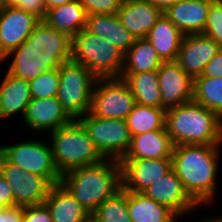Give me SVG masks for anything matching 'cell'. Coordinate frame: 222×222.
I'll return each instance as SVG.
<instances>
[{
	"label": "cell",
	"mask_w": 222,
	"mask_h": 222,
	"mask_svg": "<svg viewBox=\"0 0 222 222\" xmlns=\"http://www.w3.org/2000/svg\"><path fill=\"white\" fill-rule=\"evenodd\" d=\"M12 54L15 55L8 72L31 81L72 59V38L41 20L29 37L4 59Z\"/></svg>",
	"instance_id": "cell-1"
},
{
	"label": "cell",
	"mask_w": 222,
	"mask_h": 222,
	"mask_svg": "<svg viewBox=\"0 0 222 222\" xmlns=\"http://www.w3.org/2000/svg\"><path fill=\"white\" fill-rule=\"evenodd\" d=\"M220 144L173 147L172 168L185 191L200 206L215 196Z\"/></svg>",
	"instance_id": "cell-2"
},
{
	"label": "cell",
	"mask_w": 222,
	"mask_h": 222,
	"mask_svg": "<svg viewBox=\"0 0 222 222\" xmlns=\"http://www.w3.org/2000/svg\"><path fill=\"white\" fill-rule=\"evenodd\" d=\"M61 183L72 193L89 215L122 188L120 161H103L70 169L62 174Z\"/></svg>",
	"instance_id": "cell-3"
},
{
	"label": "cell",
	"mask_w": 222,
	"mask_h": 222,
	"mask_svg": "<svg viewBox=\"0 0 222 222\" xmlns=\"http://www.w3.org/2000/svg\"><path fill=\"white\" fill-rule=\"evenodd\" d=\"M165 128L174 146L222 142V118L193 100L167 109Z\"/></svg>",
	"instance_id": "cell-4"
},
{
	"label": "cell",
	"mask_w": 222,
	"mask_h": 222,
	"mask_svg": "<svg viewBox=\"0 0 222 222\" xmlns=\"http://www.w3.org/2000/svg\"><path fill=\"white\" fill-rule=\"evenodd\" d=\"M51 135L54 162L61 174L105 159L78 120H73L70 124L54 130Z\"/></svg>",
	"instance_id": "cell-5"
},
{
	"label": "cell",
	"mask_w": 222,
	"mask_h": 222,
	"mask_svg": "<svg viewBox=\"0 0 222 222\" xmlns=\"http://www.w3.org/2000/svg\"><path fill=\"white\" fill-rule=\"evenodd\" d=\"M72 60L84 65L97 78H119L124 53L108 40L82 29L72 38Z\"/></svg>",
	"instance_id": "cell-6"
},
{
	"label": "cell",
	"mask_w": 222,
	"mask_h": 222,
	"mask_svg": "<svg viewBox=\"0 0 222 222\" xmlns=\"http://www.w3.org/2000/svg\"><path fill=\"white\" fill-rule=\"evenodd\" d=\"M96 79L89 69L72 59L59 66L56 97L73 120H78L89 112Z\"/></svg>",
	"instance_id": "cell-7"
},
{
	"label": "cell",
	"mask_w": 222,
	"mask_h": 222,
	"mask_svg": "<svg viewBox=\"0 0 222 222\" xmlns=\"http://www.w3.org/2000/svg\"><path fill=\"white\" fill-rule=\"evenodd\" d=\"M88 114V115H87ZM78 121L105 159L121 161L131 144V134L126 120L100 118L89 112Z\"/></svg>",
	"instance_id": "cell-8"
},
{
	"label": "cell",
	"mask_w": 222,
	"mask_h": 222,
	"mask_svg": "<svg viewBox=\"0 0 222 222\" xmlns=\"http://www.w3.org/2000/svg\"><path fill=\"white\" fill-rule=\"evenodd\" d=\"M135 104V97L124 79L100 78L93 86L89 113L100 118L126 120Z\"/></svg>",
	"instance_id": "cell-9"
},
{
	"label": "cell",
	"mask_w": 222,
	"mask_h": 222,
	"mask_svg": "<svg viewBox=\"0 0 222 222\" xmlns=\"http://www.w3.org/2000/svg\"><path fill=\"white\" fill-rule=\"evenodd\" d=\"M0 153L13 165L47 178L53 185L61 183L62 174L56 168L51 146L39 141H25L1 146Z\"/></svg>",
	"instance_id": "cell-10"
},
{
	"label": "cell",
	"mask_w": 222,
	"mask_h": 222,
	"mask_svg": "<svg viewBox=\"0 0 222 222\" xmlns=\"http://www.w3.org/2000/svg\"><path fill=\"white\" fill-rule=\"evenodd\" d=\"M0 173L10 185L14 206H31L45 202L53 184L45 177L11 164L0 153Z\"/></svg>",
	"instance_id": "cell-11"
},
{
	"label": "cell",
	"mask_w": 222,
	"mask_h": 222,
	"mask_svg": "<svg viewBox=\"0 0 222 222\" xmlns=\"http://www.w3.org/2000/svg\"><path fill=\"white\" fill-rule=\"evenodd\" d=\"M40 21L24 9L11 6L0 9V62L29 37Z\"/></svg>",
	"instance_id": "cell-12"
},
{
	"label": "cell",
	"mask_w": 222,
	"mask_h": 222,
	"mask_svg": "<svg viewBox=\"0 0 222 222\" xmlns=\"http://www.w3.org/2000/svg\"><path fill=\"white\" fill-rule=\"evenodd\" d=\"M122 189L143 192L172 169V158L122 159Z\"/></svg>",
	"instance_id": "cell-13"
},
{
	"label": "cell",
	"mask_w": 222,
	"mask_h": 222,
	"mask_svg": "<svg viewBox=\"0 0 222 222\" xmlns=\"http://www.w3.org/2000/svg\"><path fill=\"white\" fill-rule=\"evenodd\" d=\"M158 72L161 108L167 110L193 100L194 79L174 62H163Z\"/></svg>",
	"instance_id": "cell-14"
},
{
	"label": "cell",
	"mask_w": 222,
	"mask_h": 222,
	"mask_svg": "<svg viewBox=\"0 0 222 222\" xmlns=\"http://www.w3.org/2000/svg\"><path fill=\"white\" fill-rule=\"evenodd\" d=\"M220 49L213 39L203 34L184 35L175 62L194 79L202 74L205 65Z\"/></svg>",
	"instance_id": "cell-15"
},
{
	"label": "cell",
	"mask_w": 222,
	"mask_h": 222,
	"mask_svg": "<svg viewBox=\"0 0 222 222\" xmlns=\"http://www.w3.org/2000/svg\"><path fill=\"white\" fill-rule=\"evenodd\" d=\"M142 193L168 207L178 217L198 207V204L185 191L182 181L173 168Z\"/></svg>",
	"instance_id": "cell-16"
},
{
	"label": "cell",
	"mask_w": 222,
	"mask_h": 222,
	"mask_svg": "<svg viewBox=\"0 0 222 222\" xmlns=\"http://www.w3.org/2000/svg\"><path fill=\"white\" fill-rule=\"evenodd\" d=\"M23 120L28 127L39 132L42 130L53 132L73 121L57 97L31 99Z\"/></svg>",
	"instance_id": "cell-17"
},
{
	"label": "cell",
	"mask_w": 222,
	"mask_h": 222,
	"mask_svg": "<svg viewBox=\"0 0 222 222\" xmlns=\"http://www.w3.org/2000/svg\"><path fill=\"white\" fill-rule=\"evenodd\" d=\"M213 0H180L164 15L184 34H202Z\"/></svg>",
	"instance_id": "cell-18"
},
{
	"label": "cell",
	"mask_w": 222,
	"mask_h": 222,
	"mask_svg": "<svg viewBox=\"0 0 222 222\" xmlns=\"http://www.w3.org/2000/svg\"><path fill=\"white\" fill-rule=\"evenodd\" d=\"M163 12L146 0H124L117 15L122 25L135 37L146 38Z\"/></svg>",
	"instance_id": "cell-19"
},
{
	"label": "cell",
	"mask_w": 222,
	"mask_h": 222,
	"mask_svg": "<svg viewBox=\"0 0 222 222\" xmlns=\"http://www.w3.org/2000/svg\"><path fill=\"white\" fill-rule=\"evenodd\" d=\"M173 143L166 128L132 136L129 150L123 159L172 158Z\"/></svg>",
	"instance_id": "cell-20"
},
{
	"label": "cell",
	"mask_w": 222,
	"mask_h": 222,
	"mask_svg": "<svg viewBox=\"0 0 222 222\" xmlns=\"http://www.w3.org/2000/svg\"><path fill=\"white\" fill-rule=\"evenodd\" d=\"M85 29L108 40L124 54L136 38L122 25L117 13L87 15Z\"/></svg>",
	"instance_id": "cell-21"
},
{
	"label": "cell",
	"mask_w": 222,
	"mask_h": 222,
	"mask_svg": "<svg viewBox=\"0 0 222 222\" xmlns=\"http://www.w3.org/2000/svg\"><path fill=\"white\" fill-rule=\"evenodd\" d=\"M29 81L13 76L7 72L0 85V118L26 113L31 101Z\"/></svg>",
	"instance_id": "cell-22"
},
{
	"label": "cell",
	"mask_w": 222,
	"mask_h": 222,
	"mask_svg": "<svg viewBox=\"0 0 222 222\" xmlns=\"http://www.w3.org/2000/svg\"><path fill=\"white\" fill-rule=\"evenodd\" d=\"M184 34L164 15L150 29L146 39L153 45L162 62H174Z\"/></svg>",
	"instance_id": "cell-23"
},
{
	"label": "cell",
	"mask_w": 222,
	"mask_h": 222,
	"mask_svg": "<svg viewBox=\"0 0 222 222\" xmlns=\"http://www.w3.org/2000/svg\"><path fill=\"white\" fill-rule=\"evenodd\" d=\"M44 203L49 208L53 222H80L89 216L62 183L52 186Z\"/></svg>",
	"instance_id": "cell-24"
},
{
	"label": "cell",
	"mask_w": 222,
	"mask_h": 222,
	"mask_svg": "<svg viewBox=\"0 0 222 222\" xmlns=\"http://www.w3.org/2000/svg\"><path fill=\"white\" fill-rule=\"evenodd\" d=\"M48 26L73 38L86 26L87 13L79 0H74L50 10L42 19Z\"/></svg>",
	"instance_id": "cell-25"
},
{
	"label": "cell",
	"mask_w": 222,
	"mask_h": 222,
	"mask_svg": "<svg viewBox=\"0 0 222 222\" xmlns=\"http://www.w3.org/2000/svg\"><path fill=\"white\" fill-rule=\"evenodd\" d=\"M127 210L131 222H177L178 216L142 192L127 191Z\"/></svg>",
	"instance_id": "cell-26"
},
{
	"label": "cell",
	"mask_w": 222,
	"mask_h": 222,
	"mask_svg": "<svg viewBox=\"0 0 222 222\" xmlns=\"http://www.w3.org/2000/svg\"><path fill=\"white\" fill-rule=\"evenodd\" d=\"M162 63L153 45L146 38H136L134 44L124 54L121 74L157 71Z\"/></svg>",
	"instance_id": "cell-27"
},
{
	"label": "cell",
	"mask_w": 222,
	"mask_h": 222,
	"mask_svg": "<svg viewBox=\"0 0 222 222\" xmlns=\"http://www.w3.org/2000/svg\"><path fill=\"white\" fill-rule=\"evenodd\" d=\"M120 78L128 83L137 104L161 108L157 71L121 74Z\"/></svg>",
	"instance_id": "cell-28"
},
{
	"label": "cell",
	"mask_w": 222,
	"mask_h": 222,
	"mask_svg": "<svg viewBox=\"0 0 222 222\" xmlns=\"http://www.w3.org/2000/svg\"><path fill=\"white\" fill-rule=\"evenodd\" d=\"M166 110L158 107L135 104L133 110L126 118L131 136L143 134L148 131L165 128Z\"/></svg>",
	"instance_id": "cell-29"
},
{
	"label": "cell",
	"mask_w": 222,
	"mask_h": 222,
	"mask_svg": "<svg viewBox=\"0 0 222 222\" xmlns=\"http://www.w3.org/2000/svg\"><path fill=\"white\" fill-rule=\"evenodd\" d=\"M193 101L214 111L222 118V77L194 78Z\"/></svg>",
	"instance_id": "cell-30"
},
{
	"label": "cell",
	"mask_w": 222,
	"mask_h": 222,
	"mask_svg": "<svg viewBox=\"0 0 222 222\" xmlns=\"http://www.w3.org/2000/svg\"><path fill=\"white\" fill-rule=\"evenodd\" d=\"M93 215L97 222H131L127 210V191L121 188L99 205Z\"/></svg>",
	"instance_id": "cell-31"
},
{
	"label": "cell",
	"mask_w": 222,
	"mask_h": 222,
	"mask_svg": "<svg viewBox=\"0 0 222 222\" xmlns=\"http://www.w3.org/2000/svg\"><path fill=\"white\" fill-rule=\"evenodd\" d=\"M29 86L32 99L56 97L59 88V68L44 72L36 79L29 81Z\"/></svg>",
	"instance_id": "cell-32"
},
{
	"label": "cell",
	"mask_w": 222,
	"mask_h": 222,
	"mask_svg": "<svg viewBox=\"0 0 222 222\" xmlns=\"http://www.w3.org/2000/svg\"><path fill=\"white\" fill-rule=\"evenodd\" d=\"M202 34L213 39L222 48V0L211 2Z\"/></svg>",
	"instance_id": "cell-33"
},
{
	"label": "cell",
	"mask_w": 222,
	"mask_h": 222,
	"mask_svg": "<svg viewBox=\"0 0 222 222\" xmlns=\"http://www.w3.org/2000/svg\"><path fill=\"white\" fill-rule=\"evenodd\" d=\"M84 6L87 15L115 14L124 0H79Z\"/></svg>",
	"instance_id": "cell-34"
},
{
	"label": "cell",
	"mask_w": 222,
	"mask_h": 222,
	"mask_svg": "<svg viewBox=\"0 0 222 222\" xmlns=\"http://www.w3.org/2000/svg\"><path fill=\"white\" fill-rule=\"evenodd\" d=\"M23 222H53L45 203L23 207Z\"/></svg>",
	"instance_id": "cell-35"
},
{
	"label": "cell",
	"mask_w": 222,
	"mask_h": 222,
	"mask_svg": "<svg viewBox=\"0 0 222 222\" xmlns=\"http://www.w3.org/2000/svg\"><path fill=\"white\" fill-rule=\"evenodd\" d=\"M200 76L204 77H222V48L204 67Z\"/></svg>",
	"instance_id": "cell-36"
},
{
	"label": "cell",
	"mask_w": 222,
	"mask_h": 222,
	"mask_svg": "<svg viewBox=\"0 0 222 222\" xmlns=\"http://www.w3.org/2000/svg\"><path fill=\"white\" fill-rule=\"evenodd\" d=\"M0 222H23V207H4L0 211Z\"/></svg>",
	"instance_id": "cell-37"
},
{
	"label": "cell",
	"mask_w": 222,
	"mask_h": 222,
	"mask_svg": "<svg viewBox=\"0 0 222 222\" xmlns=\"http://www.w3.org/2000/svg\"><path fill=\"white\" fill-rule=\"evenodd\" d=\"M0 205L3 207L14 206V195L8 182L0 173Z\"/></svg>",
	"instance_id": "cell-38"
},
{
	"label": "cell",
	"mask_w": 222,
	"mask_h": 222,
	"mask_svg": "<svg viewBox=\"0 0 222 222\" xmlns=\"http://www.w3.org/2000/svg\"><path fill=\"white\" fill-rule=\"evenodd\" d=\"M25 11L34 13L42 20L47 12L45 0H25Z\"/></svg>",
	"instance_id": "cell-39"
},
{
	"label": "cell",
	"mask_w": 222,
	"mask_h": 222,
	"mask_svg": "<svg viewBox=\"0 0 222 222\" xmlns=\"http://www.w3.org/2000/svg\"><path fill=\"white\" fill-rule=\"evenodd\" d=\"M153 6L160 9L163 13L170 8L172 5L176 4L180 0H146Z\"/></svg>",
	"instance_id": "cell-40"
},
{
	"label": "cell",
	"mask_w": 222,
	"mask_h": 222,
	"mask_svg": "<svg viewBox=\"0 0 222 222\" xmlns=\"http://www.w3.org/2000/svg\"><path fill=\"white\" fill-rule=\"evenodd\" d=\"M74 0H45V4H46V9L50 10L54 7L66 4V3H70Z\"/></svg>",
	"instance_id": "cell-41"
},
{
	"label": "cell",
	"mask_w": 222,
	"mask_h": 222,
	"mask_svg": "<svg viewBox=\"0 0 222 222\" xmlns=\"http://www.w3.org/2000/svg\"><path fill=\"white\" fill-rule=\"evenodd\" d=\"M8 6L25 10V0H8Z\"/></svg>",
	"instance_id": "cell-42"
},
{
	"label": "cell",
	"mask_w": 222,
	"mask_h": 222,
	"mask_svg": "<svg viewBox=\"0 0 222 222\" xmlns=\"http://www.w3.org/2000/svg\"><path fill=\"white\" fill-rule=\"evenodd\" d=\"M80 222H97L96 218L94 217V215H89L87 216L85 219H83Z\"/></svg>",
	"instance_id": "cell-43"
},
{
	"label": "cell",
	"mask_w": 222,
	"mask_h": 222,
	"mask_svg": "<svg viewBox=\"0 0 222 222\" xmlns=\"http://www.w3.org/2000/svg\"><path fill=\"white\" fill-rule=\"evenodd\" d=\"M204 222H222V217L219 218H209V220H205Z\"/></svg>",
	"instance_id": "cell-44"
},
{
	"label": "cell",
	"mask_w": 222,
	"mask_h": 222,
	"mask_svg": "<svg viewBox=\"0 0 222 222\" xmlns=\"http://www.w3.org/2000/svg\"><path fill=\"white\" fill-rule=\"evenodd\" d=\"M8 6V0H0V9Z\"/></svg>",
	"instance_id": "cell-45"
}]
</instances>
